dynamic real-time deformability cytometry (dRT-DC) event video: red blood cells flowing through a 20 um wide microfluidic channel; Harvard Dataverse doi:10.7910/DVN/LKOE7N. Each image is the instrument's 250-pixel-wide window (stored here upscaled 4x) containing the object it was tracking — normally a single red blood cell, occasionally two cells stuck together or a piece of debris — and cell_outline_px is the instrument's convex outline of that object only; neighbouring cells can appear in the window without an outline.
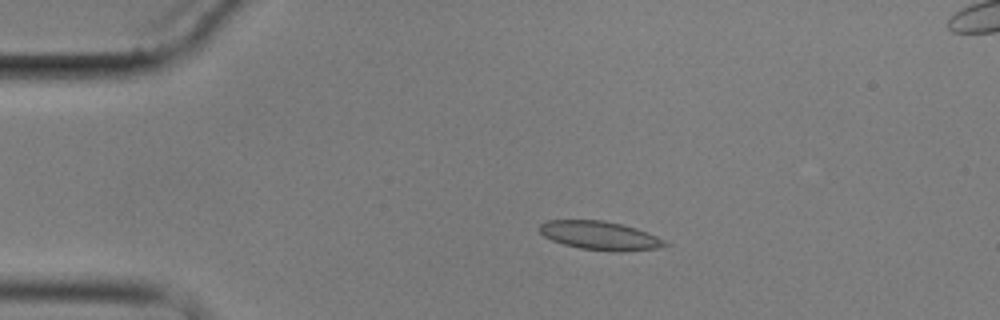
{"species": "common noctule bat (a hibernating species)", "species_latin": "Nyctalus noctula", "temperature_condition": "cold", "stored_images_in_passage": 6, "camera_frame_rate_fps": 3000, "um_per_image_px": 0.085, "animal": {"sex": "male", "body_mass_g": 17.9}, "frame": {"image": 1, "passage_image": 4, "time_ms": 3.667, "image_size_px": [1000, 320], "cell_outline_px": [[672, 244], [656, 248], [620, 252], [612, 252], [580, 248], [564, 244], [552, 240], [544, 236], [540, 232], [540, 224], [548, 220], [604, 220], [636, 228], [656, 236]], "centroid_in_image_um": [51.0, 20.03], "position_along_channel_um": 34.0, "area_um2": 20.87}}